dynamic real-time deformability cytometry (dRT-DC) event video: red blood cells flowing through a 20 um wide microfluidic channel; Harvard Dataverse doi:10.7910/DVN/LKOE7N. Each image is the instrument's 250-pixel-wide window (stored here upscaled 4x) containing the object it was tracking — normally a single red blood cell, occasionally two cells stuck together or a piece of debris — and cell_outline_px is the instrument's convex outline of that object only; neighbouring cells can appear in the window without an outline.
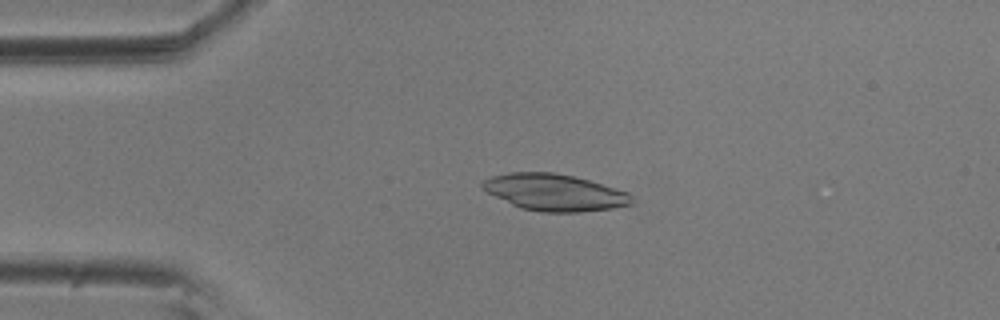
{"species": "common noctule bat (a hibernating species)", "species_latin": "Nyctalus noctula", "temperature_condition": "room temperature", "stored_images_in_passage": 41, "camera_frame_rate_fps": 3000, "um_per_image_px": 0.085, "animal": {"sex": "male", "body_mass_g": 20.5, "forearm_length_mm": 52.5}, "frame": {"image": 1, "passage_image": 5, "time_ms": 1.333, "image_size_px": [1000, 320], "cell_outline_px": [[632, 204], [612, 208], [580, 212], [540, 212], [520, 208], [480, 188], [480, 184], [484, 180], [492, 176], [508, 172], [556, 172], [588, 180], [628, 192], [632, 196]], "centroid_in_image_um": [47.11, 16.35], "position_along_channel_um": 37.9, "area_um2": 31.79}}
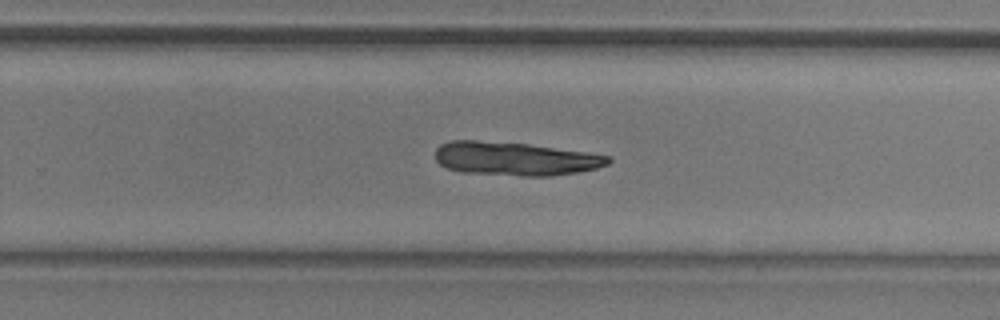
{"frame": {"image": 2, "passage_image": 28, "time_ms": 9.0, "image_size_px": [1000, 320], "cell_outline_px": [[612, 160], [608, 164], [596, 168], [576, 172], [552, 176], [524, 176], [460, 172], [448, 168], [440, 164], [436, 160], [436, 148], [440, 144], [452, 140], [476, 140], [528, 144], [584, 152], [608, 156]], "centroid_in_image_um": [43.74, 13.49], "position_along_channel_um": 286.1, "area_um2": 33.58}}
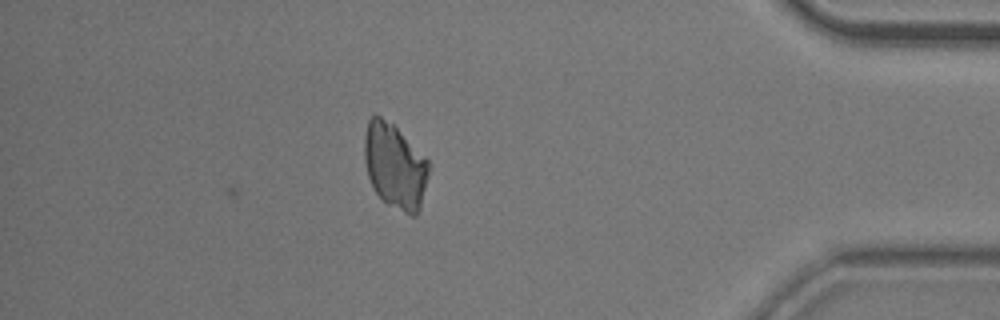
{"frame": {"image": 3, "passage_image": 41, "time_ms": 13.333, "image_size_px": [1000, 320], "cell_outline_px": [[428, 172], [420, 208], [416, 216], [412, 216], [380, 200], [372, 188], [368, 176], [364, 160], [364, 136], [368, 120], [376, 112], [392, 124], [428, 160]], "centroid_in_image_um": [33.52, 14.12], "position_along_channel_um": 401.7, "area_um2": 31.79}}